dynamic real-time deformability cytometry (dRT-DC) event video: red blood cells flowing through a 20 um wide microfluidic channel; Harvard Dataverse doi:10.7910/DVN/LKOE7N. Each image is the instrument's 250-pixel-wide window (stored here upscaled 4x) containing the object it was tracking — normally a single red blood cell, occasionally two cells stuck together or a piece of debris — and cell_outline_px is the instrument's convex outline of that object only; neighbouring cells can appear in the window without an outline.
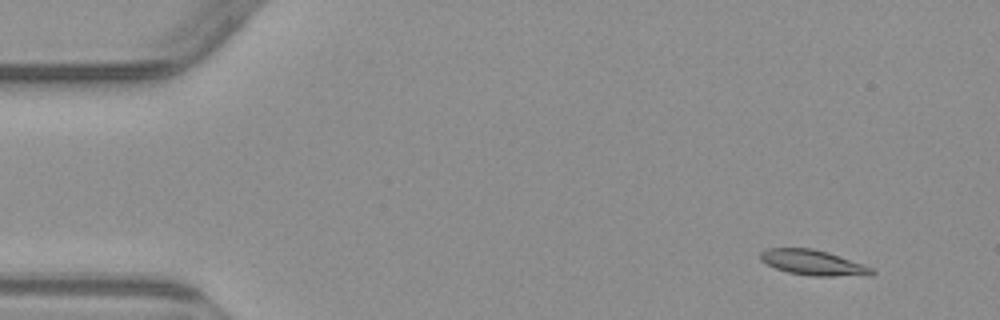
{"species": "common noctule bat (a hibernating species)", "species_latin": "Nyctalus noctula", "temperature_condition": "warm", "stored_images_in_passage": 5, "camera_frame_rate_fps": 3000, "um_per_image_px": 0.085, "animal": {"sex": "male", "body_mass_g": 23.1, "forearm_length_mm": 52.7}, "frame": {"image": 1, "passage_image": 2, "time_ms": 1.0, "image_size_px": [1000, 320], "cell_outline_px": [[876, 272], [872, 276], [812, 276], [788, 272], [776, 268], [760, 260], [760, 252], [764, 248], [812, 248], [828, 252], [864, 264], [872, 268]], "centroid_in_image_um": [69.15, 22.33], "position_along_channel_um": 15.8, "area_um2": 16.59}}
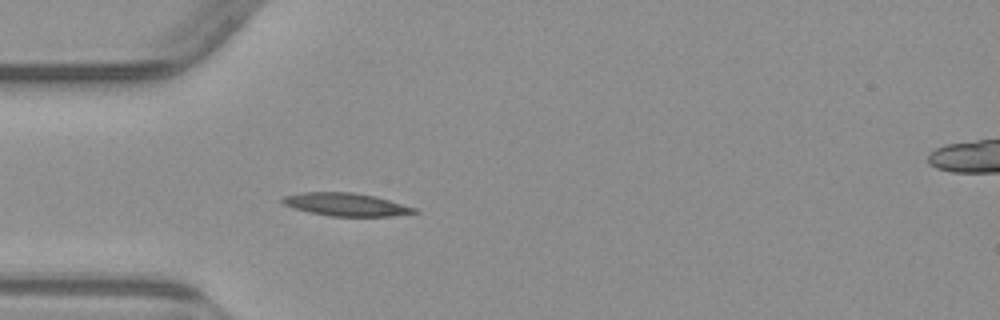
{"frame": {"image": 2, "passage_image": 5, "time_ms": 4.667, "image_size_px": [1000, 320], "cell_outline_px": [[420, 212], [392, 216], [328, 216], [308, 212], [284, 204], [280, 200], [280, 196], [304, 192], [352, 192], [376, 196], [416, 208]], "centroid_in_image_um": [29.4, 17.38], "position_along_channel_um": 55.6, "area_um2": 17.69}}